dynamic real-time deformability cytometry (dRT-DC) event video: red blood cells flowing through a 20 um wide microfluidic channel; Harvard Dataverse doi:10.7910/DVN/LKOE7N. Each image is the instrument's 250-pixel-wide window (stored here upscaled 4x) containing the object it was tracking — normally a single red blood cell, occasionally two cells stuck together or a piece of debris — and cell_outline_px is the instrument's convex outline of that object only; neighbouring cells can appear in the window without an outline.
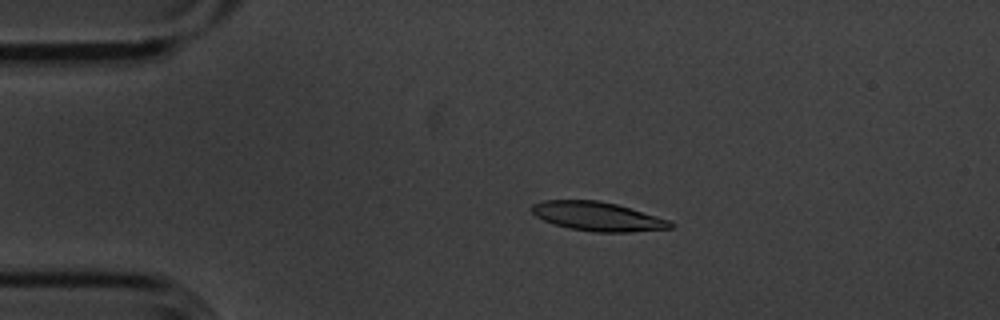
{"species": "common noctule bat (a hibernating species)", "species_latin": "Nyctalus noctula", "temperature_condition": "cold", "stored_images_in_passage": 54, "camera_frame_rate_fps": 3000, "um_per_image_px": 0.085, "animal": {"sex": "male", "body_mass_g": 20.1, "forearm_length_mm": 53.5}, "frame": {"image": 1, "passage_image": 10, "time_ms": 3.0, "image_size_px": [1000, 320], "cell_outline_px": [[672, 228], [628, 232], [592, 232], [568, 228], [544, 220], [536, 216], [532, 212], [532, 204], [544, 200], [596, 200], [616, 204], [668, 220], [672, 224]], "centroid_in_image_um": [50.75, 18.4], "position_along_channel_um": 34.3, "area_um2": 23.06}}
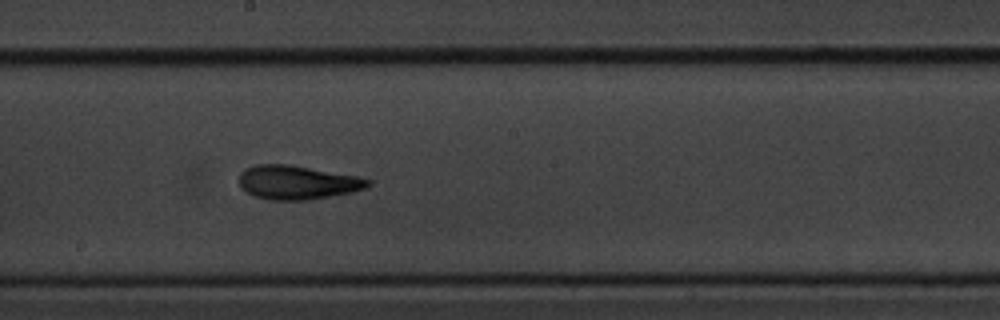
{"frame": {"image": 2, "passage_image": 29, "time_ms": 9.333, "image_size_px": [1000, 320], "cell_outline_px": [[372, 184], [364, 188], [348, 192], [308, 200], [268, 200], [252, 196], [240, 188], [240, 172], [244, 168], [256, 164], [288, 164], [356, 176], [372, 180]], "centroid_in_image_um": [25.2, 15.5], "position_along_channel_um": 223.0, "area_um2": 25.37}}
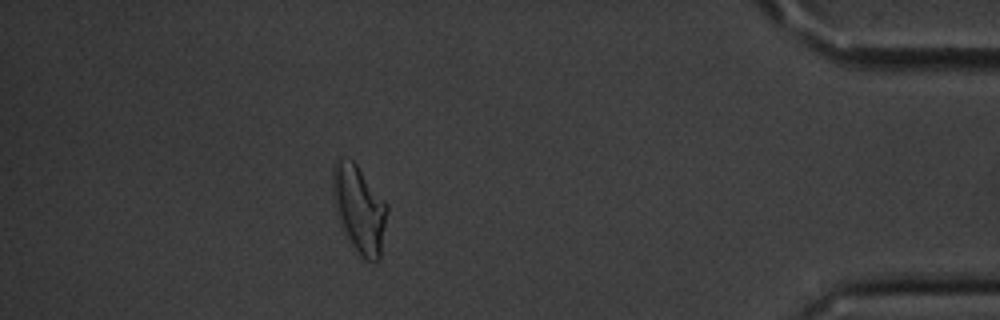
{"frame": {"image": 3, "passage_image": 48, "time_ms": 15.667, "image_size_px": [1000, 320], "cell_outline_px": [[388, 208], [380, 260], [364, 260], [360, 256], [344, 232], [336, 216], [332, 192], [332, 168], [336, 160], [352, 160], [356, 164], [388, 204]], "centroid_in_image_um": [30.53, 17.78], "position_along_channel_um": 404.7, "area_um2": 27.63}, "authors_computed_cell_mechanics": {"area_um2": 23.987, "velocity_mm_per_s": 3.5979, "shape_relaxation_time_tau1_ms": 2.6302, "shape_relaxation_time_tau2_ms": 2.0719, "deformation_change_tau1": 0.1585, "deformation_change_tau2": 0.1111}}